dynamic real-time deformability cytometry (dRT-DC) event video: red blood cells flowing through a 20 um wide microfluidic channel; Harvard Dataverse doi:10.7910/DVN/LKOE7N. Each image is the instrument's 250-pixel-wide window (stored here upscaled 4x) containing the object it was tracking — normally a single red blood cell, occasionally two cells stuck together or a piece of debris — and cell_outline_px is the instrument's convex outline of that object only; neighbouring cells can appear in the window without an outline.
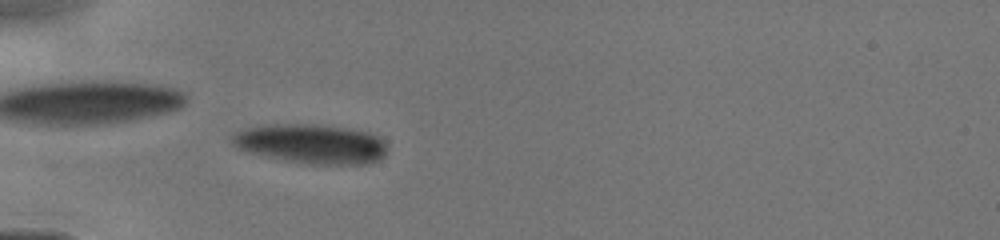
{"species": "human", "species_latin": "Homo sapiens", "temperature_condition": "cold", "stored_images_in_passage": 27, "camera_frame_rate_fps": 3000, "um_per_image_px": 0.085, "donor": {"sex": "male"}, "frame": {"image": 1, "passage_image": 9, "time_ms": 4.667, "image_size_px": [1000, 240], "cell_outline_px": [[388, 152], [380, 160], [368, 164], [312, 164], [284, 160], [252, 152], [240, 148], [232, 144], [232, 136], [236, 132], [244, 128], [260, 124], [320, 124], [348, 128], [368, 132], [384, 140], [388, 148]], "centroid_in_image_um": [26.51, 12.21], "position_along_channel_um": 58.5, "area_um2": 35.84}}
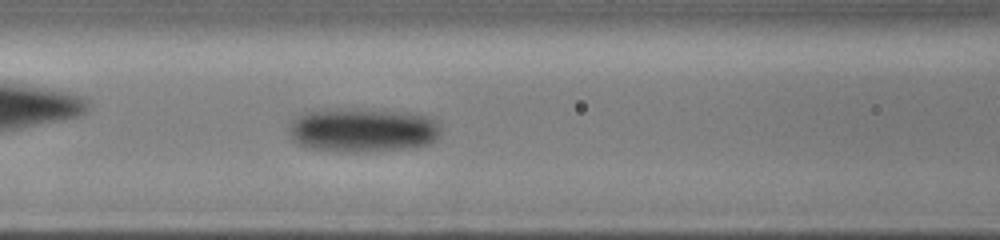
{"frame": {"image": 2, "passage_image": 16, "time_ms": 6.667, "image_size_px": [1000, 240], "cell_outline_px": [[440, 132], [436, 140], [428, 144], [412, 148], [364, 152], [348, 152], [308, 148], [292, 140], [292, 120], [304, 112], [324, 108], [384, 108], [408, 112], [424, 116], [436, 120], [440, 124]], "centroid_in_image_um": [30.87, 11.02], "position_along_channel_um": 135.7, "area_um2": 39.82}}
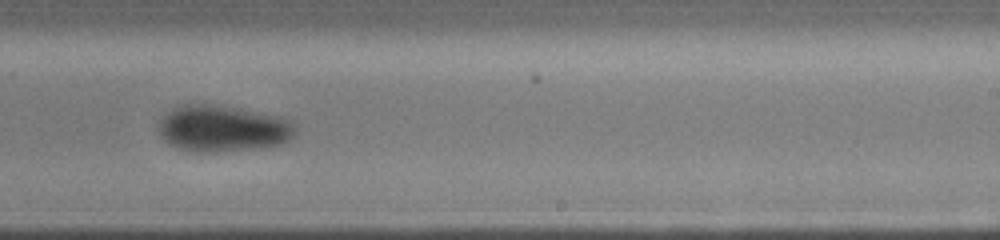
{"frame": {"image": 3, "passage_image": 25, "time_ms": 9.667, "image_size_px": [1000, 240], "cell_outline_px": [[296, 132], [288, 140], [280, 144], [256, 148], [216, 152], [200, 152], [180, 148], [168, 144], [164, 140], [156, 124], [160, 116], [172, 108], [184, 104], [208, 104], [236, 108], [280, 116], [292, 120], [296, 128]], "centroid_in_image_um": [18.89, 10.91], "position_along_channel_um": 270.1, "area_um2": 37.11}}